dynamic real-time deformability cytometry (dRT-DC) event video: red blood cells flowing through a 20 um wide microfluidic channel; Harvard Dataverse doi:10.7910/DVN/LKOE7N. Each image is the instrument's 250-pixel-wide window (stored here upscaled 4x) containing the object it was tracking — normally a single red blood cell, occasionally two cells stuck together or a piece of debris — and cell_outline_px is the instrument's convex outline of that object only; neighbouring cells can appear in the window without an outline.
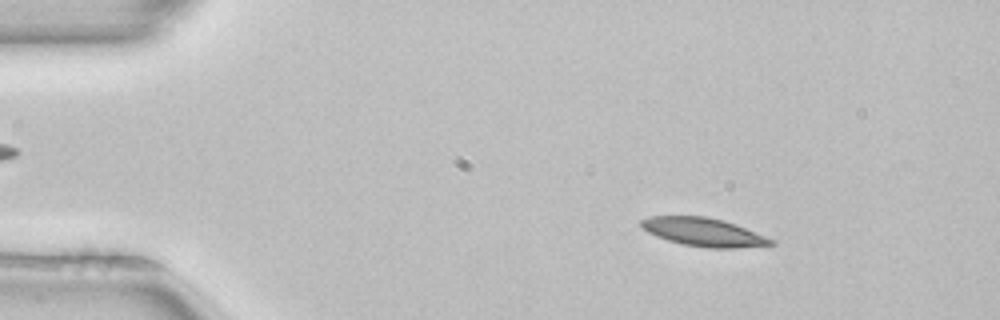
{"species": "common noctule bat (a hibernating species)", "species_latin": "Nyctalus noctula", "temperature_condition": "room temperature", "stored_images_in_passage": 51, "camera_frame_rate_fps": 3000, "um_per_image_px": 0.085, "animal": {"sex": "female", "body_mass_g": 22.7, "forearm_length_mm": 54.2}, "frame": {"image": 1, "passage_image": 7, "time_ms": 2.0, "image_size_px": [1000, 320], "cell_outline_px": [[776, 244], [736, 248], [708, 248], [684, 244], [668, 240], [656, 236], [648, 232], [640, 224], [640, 220], [652, 216], [708, 216], [724, 220], [776, 240]], "centroid_in_image_um": [59.83, 19.72], "position_along_channel_um": 25.2, "area_um2": 21.33}}
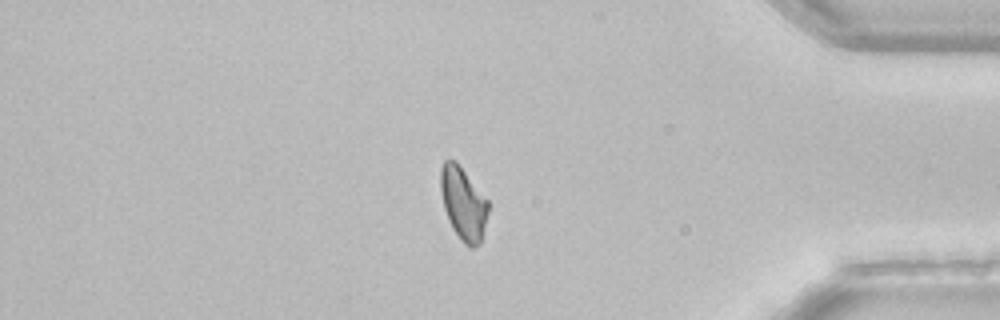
{"frame": {"image": 2, "passage_image": 43, "time_ms": 14.0, "image_size_px": [1000, 320], "cell_outline_px": [[488, 212], [480, 244], [472, 248], [468, 248], [460, 240], [452, 228], [448, 220], [444, 208], [440, 192], [440, 168], [444, 160], [456, 160], [488, 200]], "centroid_in_image_um": [39.36, 17.3], "position_along_channel_um": 395.8, "area_um2": 20.4}}